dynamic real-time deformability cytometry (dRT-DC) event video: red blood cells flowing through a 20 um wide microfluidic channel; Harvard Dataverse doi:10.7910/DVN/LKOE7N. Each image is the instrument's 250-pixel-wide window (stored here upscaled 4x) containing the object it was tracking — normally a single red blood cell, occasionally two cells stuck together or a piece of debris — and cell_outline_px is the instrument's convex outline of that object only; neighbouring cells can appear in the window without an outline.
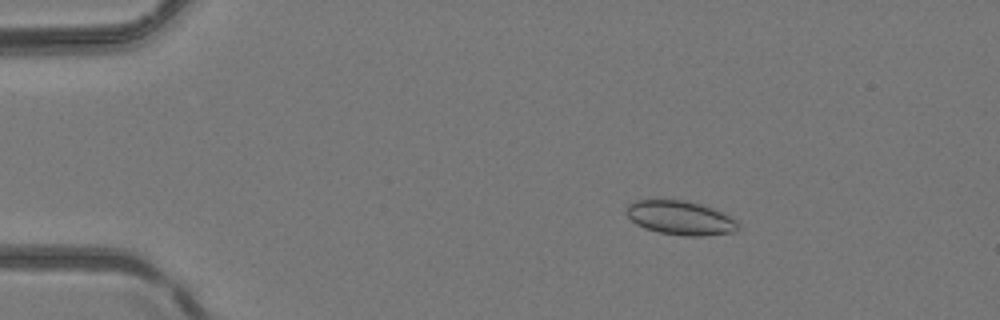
{"species": "common noctule bat (a hibernating species)", "species_latin": "Nyctalus noctula", "temperature_condition": "room temperature", "stored_images_in_passage": 4, "camera_frame_rate_fps": 3000, "um_per_image_px": 0.085, "animal": {"sex": "female", "body_mass_g": 24.6, "forearm_length_mm": 56.2}, "frame": {"image": 1, "passage_image": 2, "time_ms": 0.333, "image_size_px": [1000, 320], "cell_outline_px": [[740, 228], [736, 232], [704, 236], [684, 236], [660, 232], [644, 228], [636, 224], [624, 212], [628, 204], [636, 200], [684, 200], [700, 204], [712, 208], [736, 220]], "centroid_in_image_um": [57.82, 18.53], "position_along_channel_um": 27.2, "area_um2": 22.14}}